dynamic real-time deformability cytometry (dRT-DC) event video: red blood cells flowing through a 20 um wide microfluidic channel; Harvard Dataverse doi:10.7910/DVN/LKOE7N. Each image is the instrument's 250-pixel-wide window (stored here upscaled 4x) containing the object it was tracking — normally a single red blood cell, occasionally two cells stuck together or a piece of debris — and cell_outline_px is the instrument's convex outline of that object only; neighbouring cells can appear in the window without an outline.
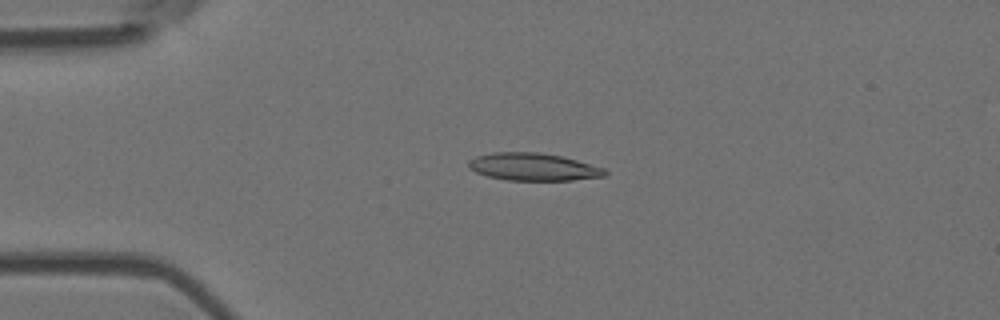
{"species": "Egyptian fruit bat (a non-hibernating species)", "species_latin": "Rousettus aegyptiacus", "temperature_condition": "room temperature", "stored_images_in_passage": 52, "camera_frame_rate_fps": 3000, "um_per_image_px": 0.085, "animal": {"sex": "female"}, "frame": {"image": 1, "passage_image": 10, "time_ms": 3.0, "image_size_px": [1000, 320], "cell_outline_px": [[608, 172], [604, 176], [572, 180], [508, 180], [488, 176], [476, 172], [468, 168], [468, 160], [476, 156], [492, 152], [540, 152], [560, 156], [576, 160], [604, 168]], "centroid_in_image_um": [45.29, 14.18], "position_along_channel_um": 39.7, "area_um2": 21.79}}
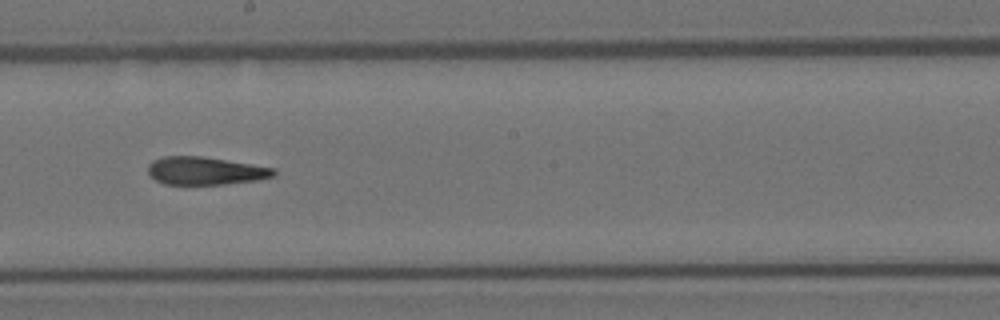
{"frame": {"image": 2, "passage_image": 28, "time_ms": 9.0, "image_size_px": [1000, 320], "cell_outline_px": [[276, 176], [260, 180], [224, 184], [164, 184], [156, 180], [148, 172], [148, 164], [152, 160], [164, 156], [204, 156], [276, 168]], "centroid_in_image_um": [17.49, 14.51], "position_along_channel_um": 230.7, "area_um2": 20.63}}
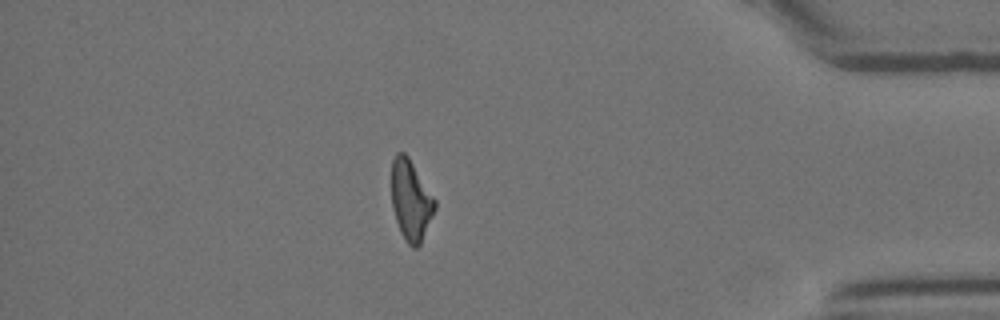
{"frame": {"image": 3, "passage_image": 45, "time_ms": 14.667, "image_size_px": [1000, 320], "cell_outline_px": [[436, 208], [420, 244], [416, 248], [412, 248], [408, 244], [400, 232], [392, 208], [392, 160], [396, 152], [404, 152], [408, 156], [436, 200]], "centroid_in_image_um": [34.92, 17.02], "position_along_channel_um": 400.3, "area_um2": 20.23}, "authors_computed_cell_mechanics": {"area_um2": 21.1259, "velocity_mm_per_s": 3.669, "shape_relaxation_time_tau1_ms": null, "shape_relaxation_time_tau2_ms": 4.9862, "deformation_change_tau1": null, "deformation_change_tau2": 0.169}}